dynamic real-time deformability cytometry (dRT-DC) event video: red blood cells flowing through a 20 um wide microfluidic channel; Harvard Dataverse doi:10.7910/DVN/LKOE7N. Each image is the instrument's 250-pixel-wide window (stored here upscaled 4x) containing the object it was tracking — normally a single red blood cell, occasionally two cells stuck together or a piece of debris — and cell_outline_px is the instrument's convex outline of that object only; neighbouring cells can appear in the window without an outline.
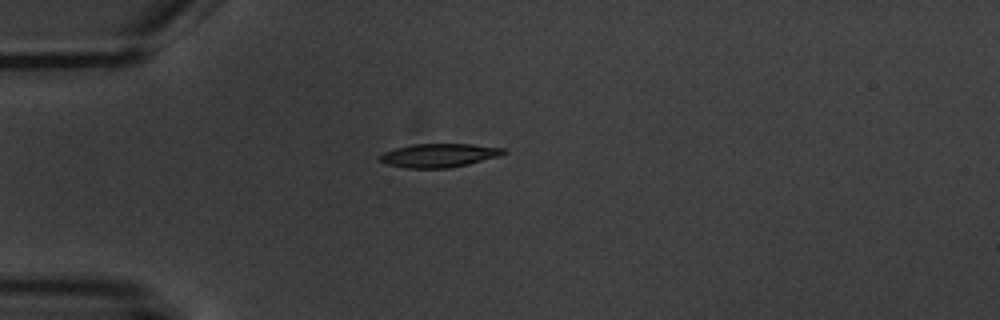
{"species": "common noctule bat (a hibernating species)", "species_latin": "Nyctalus noctula", "temperature_condition": "warm", "stored_images_in_passage": 2, "camera_frame_rate_fps": 3000, "um_per_image_px": 0.085, "animal": {"sex": "male", "body_mass_g": 20.1, "forearm_length_mm": 53.5}, "frame": {"image": 1, "passage_image": 1, "time_ms": 0.0, "image_size_px": [1000, 320], "cell_outline_px": [[508, 152], [500, 156], [468, 164], [448, 168], [404, 168], [388, 164], [380, 160], [380, 156], [384, 152], [396, 148], [412, 144], [472, 144], [504, 148]], "centroid_in_image_um": [37.35, 13.2], "position_along_channel_um": 47.6, "area_um2": 16.99}}